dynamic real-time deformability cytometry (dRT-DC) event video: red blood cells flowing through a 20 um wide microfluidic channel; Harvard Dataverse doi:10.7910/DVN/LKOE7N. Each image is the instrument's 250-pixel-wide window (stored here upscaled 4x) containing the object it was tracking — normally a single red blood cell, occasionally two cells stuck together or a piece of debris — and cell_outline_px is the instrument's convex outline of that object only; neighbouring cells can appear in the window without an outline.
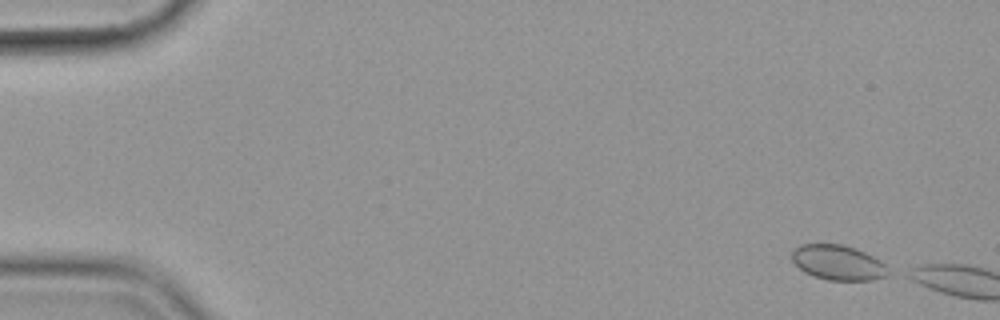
{"species": "common noctule bat (a hibernating species)", "species_latin": "Nyctalus noctula", "temperature_condition": "cold", "stored_images_in_passage": 3, "camera_frame_rate_fps": 3000, "um_per_image_px": 0.085, "animal": {"sex": "female", "body_mass_g": 19.9}, "frame": {"image": 1, "passage_image": 1, "time_ms": 0.0, "image_size_px": [1000, 320], "cell_outline_px": [[888, 276], [872, 280], [828, 280], [812, 276], [804, 272], [792, 260], [792, 248], [800, 244], [844, 244], [856, 248], [880, 260], [888, 268]], "centroid_in_image_um": [71.22, 22.31], "position_along_channel_um": 13.8, "area_um2": 19.77}}